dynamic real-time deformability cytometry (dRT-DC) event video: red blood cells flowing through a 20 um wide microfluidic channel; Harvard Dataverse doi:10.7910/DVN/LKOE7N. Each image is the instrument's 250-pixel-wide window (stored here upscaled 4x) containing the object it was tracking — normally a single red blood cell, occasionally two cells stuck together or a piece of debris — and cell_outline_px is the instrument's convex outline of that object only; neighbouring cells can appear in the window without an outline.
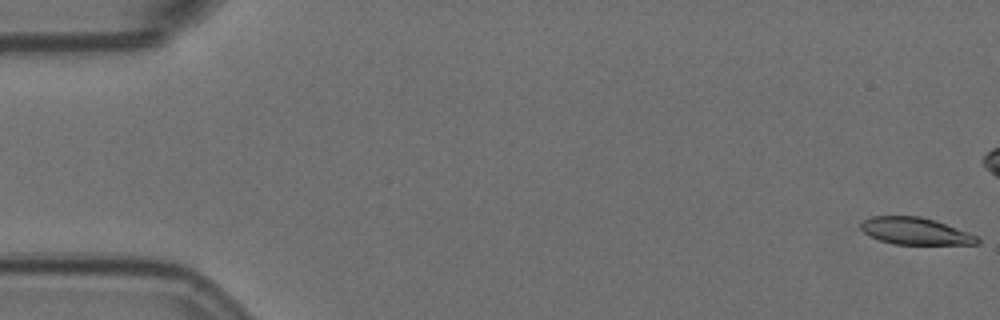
{"species": "Egyptian fruit bat (a non-hibernating species)", "species_latin": "Rousettus aegyptiacus", "temperature_condition": "room temperature", "stored_images_in_passage": 7, "camera_frame_rate_fps": 3000, "um_per_image_px": 0.085, "animal": {"sex": "female"}, "frame": {"image": 1, "passage_image": 1, "time_ms": 0.0, "image_size_px": [1000, 320], "cell_outline_px": [[980, 244], [896, 244], [880, 240], [864, 232], [860, 228], [860, 224], [864, 220], [872, 216], [920, 216], [936, 220], [968, 232], [976, 236], [980, 240]], "centroid_in_image_um": [77.82, 19.63], "position_along_channel_um": 7.2, "area_um2": 18.21}}